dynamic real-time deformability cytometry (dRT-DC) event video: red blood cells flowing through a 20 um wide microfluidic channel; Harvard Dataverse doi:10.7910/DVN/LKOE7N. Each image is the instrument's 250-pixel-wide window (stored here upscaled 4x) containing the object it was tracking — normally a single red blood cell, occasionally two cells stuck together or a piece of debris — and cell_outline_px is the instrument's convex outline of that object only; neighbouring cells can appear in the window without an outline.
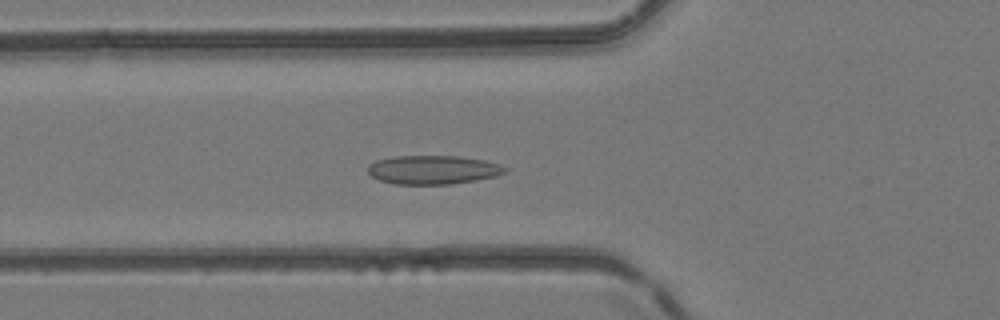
{"species": "common noctule bat (a hibernating species)", "species_latin": "Nyctalus noctula", "temperature_condition": "room temperature", "stored_images_in_passage": 34, "camera_frame_rate_fps": 3000, "um_per_image_px": 0.085, "animal": {"sex": "female", "body_mass_g": 24.6, "forearm_length_mm": 56.2}, "frame": {"image": 1, "passage_image": 7, "time_ms": 2.0, "image_size_px": [1000, 320], "cell_outline_px": [[508, 168], [504, 172], [496, 176], [476, 180], [448, 184], [396, 184], [380, 180], [372, 176], [368, 172], [368, 164], [376, 160], [396, 156], [460, 156], [484, 160], [500, 164]], "centroid_in_image_um": [36.81, 14.42], "position_along_channel_um": 89.0, "area_um2": 22.95}}
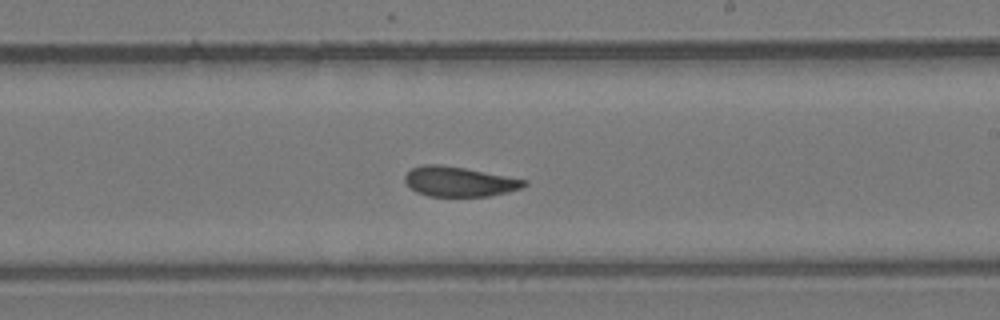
{"frame": {"image": 2, "passage_image": 17, "time_ms": 5.333, "image_size_px": [1000, 320], "cell_outline_px": [[528, 184], [520, 188], [508, 192], [488, 196], [428, 196], [416, 192], [404, 180], [404, 176], [412, 168], [424, 164], [440, 164], [464, 168], [528, 180]], "centroid_in_image_um": [39.03, 15.43], "position_along_channel_um": 250.0, "area_um2": 20.63}}
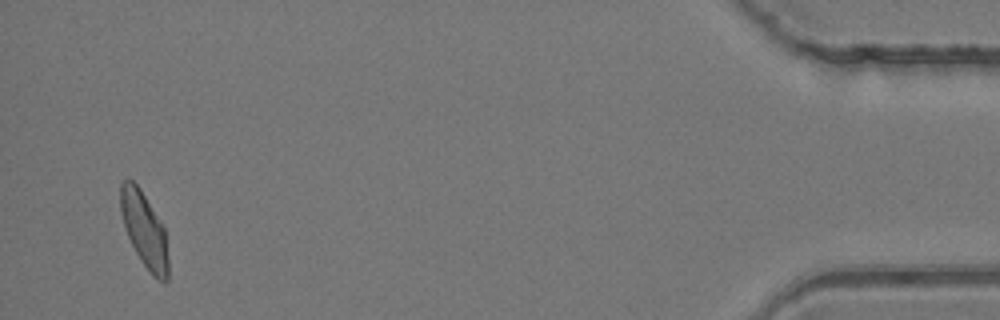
{"frame": {"image": 3, "passage_image": 33, "time_ms": 10.667, "image_size_px": [1000, 320], "cell_outline_px": [[168, 280], [164, 284], [156, 280], [152, 276], [140, 260], [128, 236], [120, 212], [120, 184], [124, 180], [132, 180], [140, 188], [164, 228], [168, 256]], "centroid_in_image_um": [12.27, 19.59], "position_along_channel_um": 422.9, "area_um2": 20.81}}